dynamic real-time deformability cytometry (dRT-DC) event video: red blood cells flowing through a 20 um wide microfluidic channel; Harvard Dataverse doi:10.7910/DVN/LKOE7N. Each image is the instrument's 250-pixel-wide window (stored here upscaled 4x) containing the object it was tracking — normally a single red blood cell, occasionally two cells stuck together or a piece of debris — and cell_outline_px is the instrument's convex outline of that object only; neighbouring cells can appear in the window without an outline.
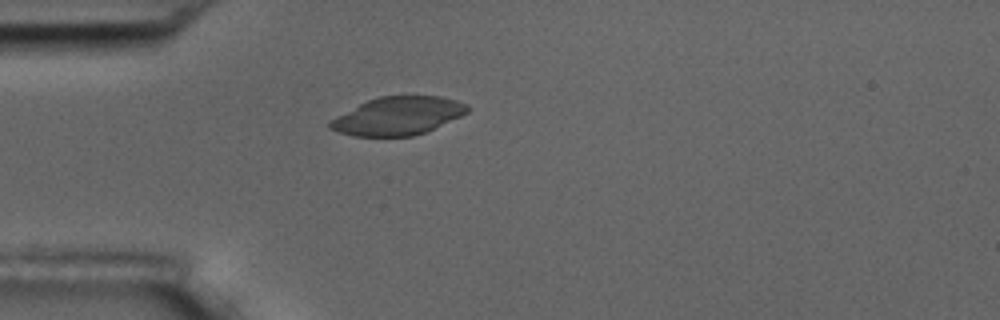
{"species": "common noctule bat (a hibernating species)", "species_latin": "Nyctalus noctula", "temperature_condition": "room temperature", "stored_images_in_passage": 1, "camera_frame_rate_fps": 3000, "um_per_image_px": 0.085, "animal": {"sex": "male", "body_mass_g": 17.5, "forearm_length_mm": 52.3}, "frame": {"image": 1, "passage_image": 1, "time_ms": 0.0, "image_size_px": [1000, 320], "cell_outline_px": [[472, 108], [468, 112], [460, 116], [424, 132], [412, 136], [356, 136], [340, 132], [328, 128], [328, 120], [368, 100], [380, 96], [440, 96], [456, 100], [468, 104]], "centroid_in_image_um": [33.82, 9.84], "position_along_channel_um": 51.2, "area_um2": 30.29}}